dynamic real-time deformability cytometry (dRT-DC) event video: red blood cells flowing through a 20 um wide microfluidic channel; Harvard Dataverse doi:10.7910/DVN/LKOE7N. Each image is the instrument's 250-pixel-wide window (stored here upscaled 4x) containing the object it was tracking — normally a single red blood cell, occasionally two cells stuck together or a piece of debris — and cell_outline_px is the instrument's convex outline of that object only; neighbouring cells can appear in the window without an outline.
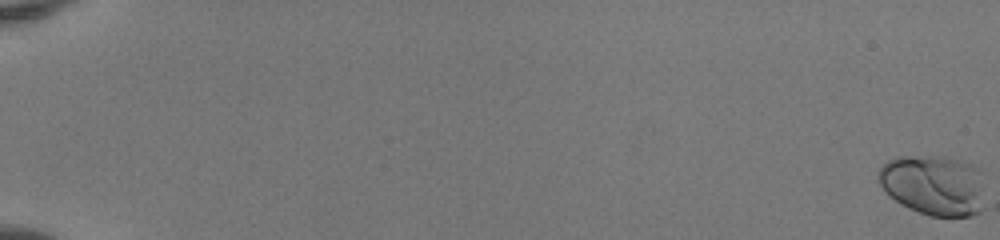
{"species": "human", "species_latin": "Homo sapiens", "temperature_condition": "room temperature", "stored_images_in_passage": 54, "camera_frame_rate_fps": 3000, "um_per_image_px": 0.085, "donor": {"sex": "female"}, "frame": {"image": 1, "passage_image": 1, "time_ms": 0.0, "image_size_px": [1000, 240], "cell_outline_px": [[984, 208], [980, 212], [972, 216], [932, 216], [920, 212], [888, 196], [884, 192], [876, 180], [876, 172], [888, 160], [896, 156], [948, 156], [972, 164], [980, 168], [984, 172]], "centroid_in_image_um": [79.4, 15.7], "position_along_channel_um": 5.6, "area_um2": 38.55}}
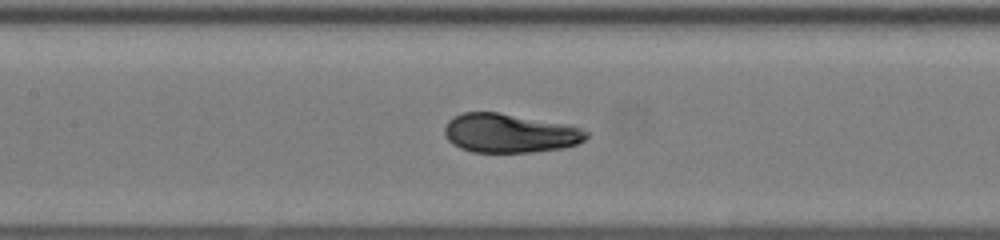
{"frame": {"image": 2, "passage_image": 29, "time_ms": 9.333, "image_size_px": [1000, 240], "cell_outline_px": [[588, 136], [584, 140], [576, 144], [564, 148], [532, 152], [472, 152], [460, 148], [452, 144], [444, 136], [444, 128], [448, 120], [452, 116], [464, 112], [496, 112], [568, 124], [580, 128], [588, 132]], "centroid_in_image_um": [43.29, 11.32], "position_along_channel_um": 164.1, "area_um2": 32.37}}
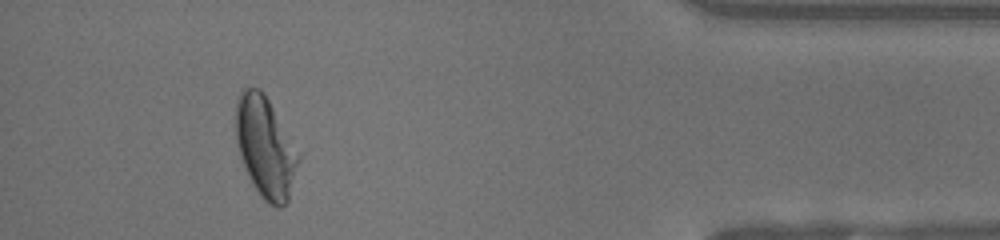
{"frame": {"image": 3, "passage_image": 50, "time_ms": 16.333, "image_size_px": [1000, 240], "cell_outline_px": [[300, 160], [288, 200], [280, 208], [276, 208], [268, 204], [264, 200], [252, 184], [244, 168], [236, 144], [236, 100], [240, 92], [244, 88], [260, 88], [264, 92], [300, 156]], "centroid_in_image_um": [22.54, 12.53], "position_along_channel_um": 412.7, "area_um2": 36.59}, "authors_computed_cell_mechanics": {"area_um2": 34.0153, "velocity_mm_per_s": 4.1361, "shape_relaxation_time_tau1_ms": 3.405, "shape_relaxation_time_tau2_ms": null, "deformation_change_tau1": 0.1747, "deformation_change_tau2": null}}